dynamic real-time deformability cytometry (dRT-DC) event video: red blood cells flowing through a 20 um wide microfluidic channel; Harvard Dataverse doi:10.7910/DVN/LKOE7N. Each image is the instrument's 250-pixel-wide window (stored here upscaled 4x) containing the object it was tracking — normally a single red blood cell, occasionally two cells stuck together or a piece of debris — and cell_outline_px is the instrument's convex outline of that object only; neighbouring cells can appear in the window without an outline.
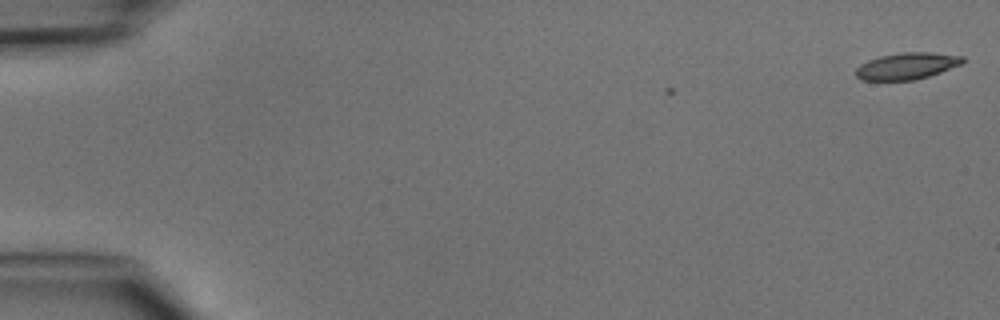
{"species": "common noctule bat (a hibernating species)", "species_latin": "Nyctalus noctula", "temperature_condition": "cold", "stored_images_in_passage": 2, "camera_frame_rate_fps": 3000, "um_per_image_px": 0.085, "animal": {"sex": "male", "body_mass_g": 15.6}, "frame": {"image": 1, "passage_image": 2, "time_ms": 1.0, "image_size_px": [1000, 320], "cell_outline_px": [[964, 60], [960, 64], [940, 72], [928, 76], [912, 80], [860, 80], [856, 76], [856, 68], [860, 64], [868, 60], [880, 56], [900, 52], [932, 52], [964, 56]], "centroid_in_image_um": [77.05, 5.6], "position_along_channel_um": 7.9, "area_um2": 16.53}}